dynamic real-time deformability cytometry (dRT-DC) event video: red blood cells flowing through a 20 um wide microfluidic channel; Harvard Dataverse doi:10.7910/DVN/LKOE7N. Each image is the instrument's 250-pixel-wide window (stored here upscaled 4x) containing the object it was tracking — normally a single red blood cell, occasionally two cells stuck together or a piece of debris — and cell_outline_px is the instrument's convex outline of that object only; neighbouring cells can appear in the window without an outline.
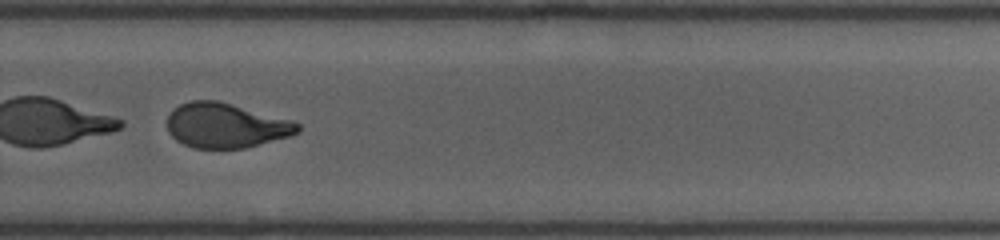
{"species": "human", "species_latin": "Homo sapiens", "temperature_condition": "room temperature", "stored_images_in_passage": 55, "segment_of_instrument_passage": [2, 2], "camera_frame_rate_fps": 3000, "um_per_image_px": 0.085, "donor": {"sex": "female"}, "frame": {"image": 1, "passage_image": 40, "time_ms": 13.0, "image_size_px": [1000, 240], "cell_outline_px": [[300, 132], [292, 136], [244, 148], [192, 148], [176, 140], [168, 132], [168, 116], [172, 108], [180, 104], [192, 100], [216, 100], [292, 120], [300, 124]], "centroid_in_image_um": [19.2, 10.67], "position_along_channel_um": 310.6, "area_um2": 34.1}}